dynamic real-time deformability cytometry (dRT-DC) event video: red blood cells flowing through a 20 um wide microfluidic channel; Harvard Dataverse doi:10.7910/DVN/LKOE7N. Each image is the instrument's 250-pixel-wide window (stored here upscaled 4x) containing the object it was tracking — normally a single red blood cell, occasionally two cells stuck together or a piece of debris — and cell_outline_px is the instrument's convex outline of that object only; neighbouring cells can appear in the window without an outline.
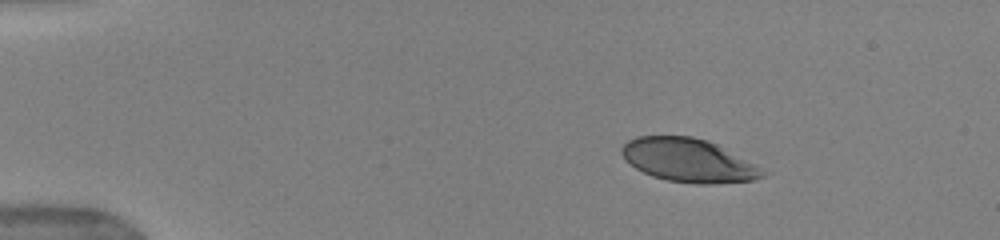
{"species": "human", "species_latin": "Homo sapiens", "temperature_condition": "warm", "stored_images_in_passage": 44, "camera_frame_rate_fps": 3000, "um_per_image_px": 0.085, "donor": {"sex": "female"}, "frame": {"image": 1, "passage_image": 1, "time_ms": 0.0, "image_size_px": [1000, 240], "cell_outline_px": [[772, 172], [764, 176], [752, 180], [716, 184], [696, 184], [668, 180], [652, 176], [636, 168], [624, 160], [620, 152], [620, 148], [628, 140], [636, 136], [692, 136], [708, 140]], "centroid_in_image_um": [58.54, 13.63], "position_along_channel_um": 26.5, "area_um2": 36.01}}
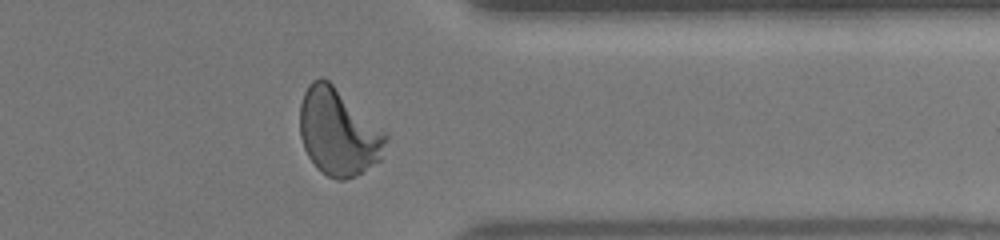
{"frame": {"image": 2, "passage_image": 35, "time_ms": 11.333, "image_size_px": [1000, 240], "cell_outline_px": [[388, 140], [380, 160], [356, 176], [344, 180], [336, 180], [328, 176], [316, 168], [308, 156], [304, 148], [300, 136], [300, 104], [304, 92], [308, 84], [312, 80], [320, 76], [328, 80], [388, 132]], "centroid_in_image_um": [28.77, 11.22], "position_along_channel_um": 382.6, "area_um2": 43.99}}
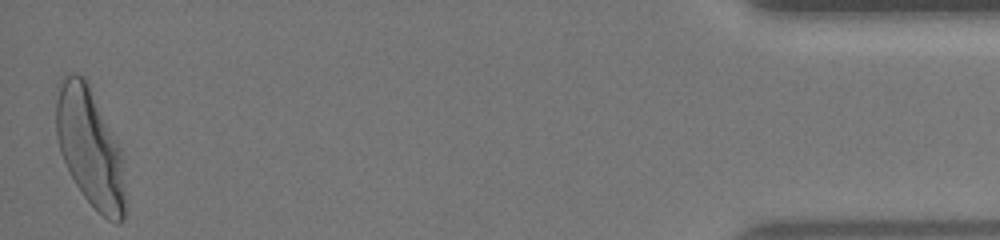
{"frame": {"image": 3, "passage_image": 44, "time_ms": 14.333, "image_size_px": [1000, 240], "cell_outline_px": [[124, 220], [120, 224], [116, 224], [108, 220], [84, 196], [76, 184], [60, 152], [56, 136], [56, 84], [60, 76], [68, 72], [76, 72], [84, 76], [120, 148], [124, 192]], "centroid_in_image_um": [7.59, 12.46], "position_along_channel_um": 427.6, "area_um2": 47.28}, "authors_computed_cell_mechanics": {"area_um2": 41.2692, "velocity_mm_per_s": 3.935, "shape_relaxation_time_tau1_ms": 3.1847, "shape_relaxation_time_tau2_ms": null, "deformation_change_tau1": 0.1748, "deformation_change_tau2": null}}